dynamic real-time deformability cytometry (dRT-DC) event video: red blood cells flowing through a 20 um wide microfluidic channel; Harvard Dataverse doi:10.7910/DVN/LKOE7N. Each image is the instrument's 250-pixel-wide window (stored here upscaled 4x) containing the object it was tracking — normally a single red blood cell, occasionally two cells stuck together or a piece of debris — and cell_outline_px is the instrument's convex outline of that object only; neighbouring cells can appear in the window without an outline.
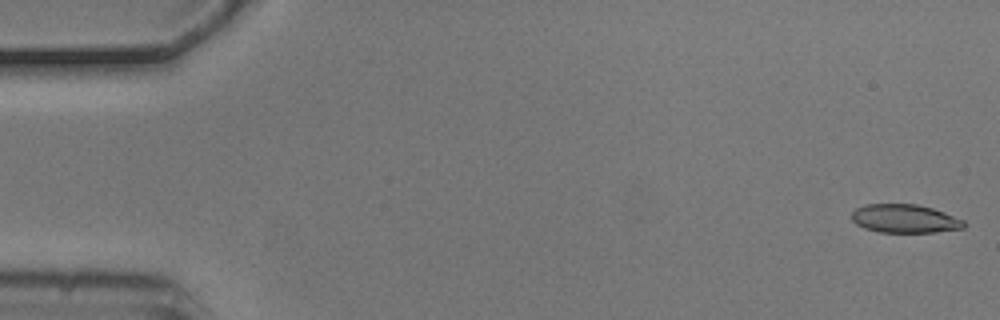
{"species": "common noctule bat (a hibernating species)", "species_latin": "Nyctalus noctula", "temperature_condition": "cold", "stored_images_in_passage": 6, "camera_frame_rate_fps": 3000, "um_per_image_px": 0.085, "animal": {"sex": "male", "body_mass_g": 20.5, "forearm_length_mm": 52.5}, "frame": {"image": 1, "passage_image": 1, "time_ms": 0.0, "image_size_px": [1000, 320], "cell_outline_px": [[968, 224], [964, 228], [936, 232], [880, 232], [864, 228], [856, 224], [852, 220], [852, 212], [856, 208], [864, 204], [916, 204], [932, 208], [944, 212], [964, 220]], "centroid_in_image_um": [76.92, 18.58], "position_along_channel_um": 8.1, "area_um2": 18.73}}
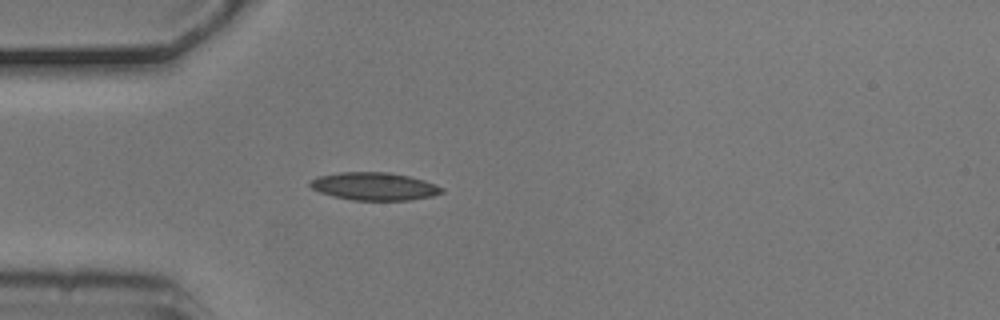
{"frame": {"image": 2, "passage_image": 5, "time_ms": 1.333, "image_size_px": [1000, 320], "cell_outline_px": [[444, 192], [432, 196], [408, 200], [352, 200], [332, 196], [320, 192], [312, 188], [308, 184], [316, 176], [340, 172], [388, 172], [408, 176], [424, 180], [436, 184], [444, 188]], "centroid_in_image_um": [31.81, 15.83], "position_along_channel_um": 53.2, "area_um2": 21.39}}